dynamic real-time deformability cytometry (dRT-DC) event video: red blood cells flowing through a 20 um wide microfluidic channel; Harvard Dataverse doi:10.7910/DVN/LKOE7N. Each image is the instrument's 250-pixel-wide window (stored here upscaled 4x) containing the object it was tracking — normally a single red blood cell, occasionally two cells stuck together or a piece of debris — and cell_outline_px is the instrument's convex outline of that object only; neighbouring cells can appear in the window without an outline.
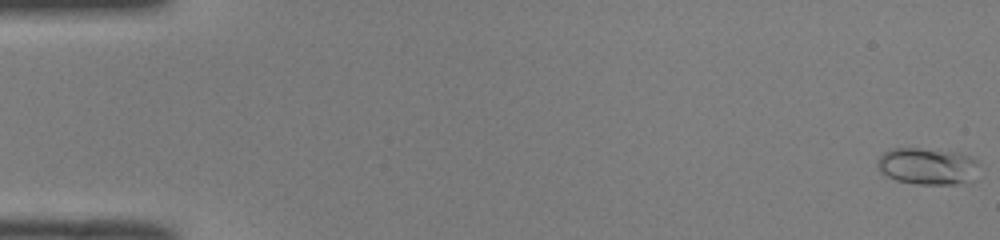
{"species": "common noctule bat (a hibernating species)", "species_latin": "Nyctalus noctula", "temperature_condition": "room temperature", "stored_images_in_passage": 51, "camera_frame_rate_fps": 3000, "um_per_image_px": 0.085, "animal": {"sex": "male", "body_mass_g": 19.0, "forearm_length_mm": 50.8}, "frame": {"image": 1, "passage_image": 1, "time_ms": 0.0, "image_size_px": [1000, 240], "cell_outline_px": [[976, 164], [956, 184], [916, 184], [896, 180], [880, 172], [876, 164], [876, 160], [884, 152], [892, 148], [920, 148], [956, 152], [972, 156], [976, 160]], "centroid_in_image_um": [78.62, 14.08], "position_along_channel_um": 6.4, "area_um2": 20.81}}
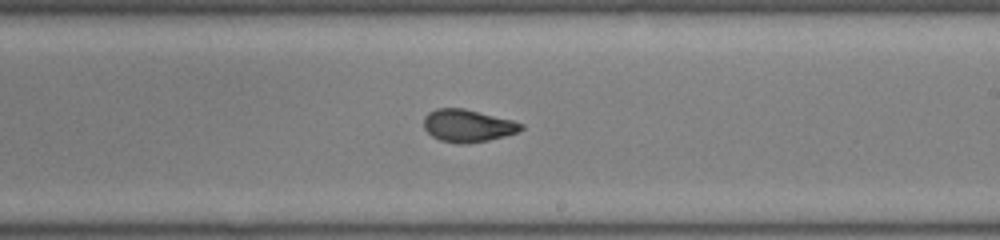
{"frame": {"image": 2, "passage_image": 31, "time_ms": 10.0, "image_size_px": [1000, 240], "cell_outline_px": [[524, 128], [516, 132], [504, 136], [488, 140], [464, 144], [460, 144], [440, 140], [432, 136], [424, 128], [424, 116], [428, 112], [436, 108], [464, 108], [512, 120], [524, 124]], "centroid_in_image_um": [39.74, 10.68], "position_along_channel_um": 249.3, "area_um2": 18.38}}
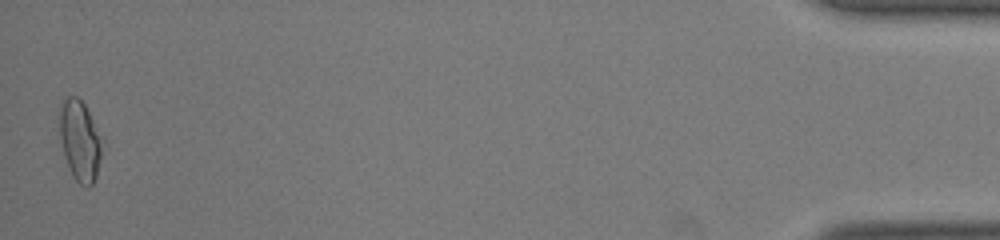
{"frame": {"image": 3, "passage_image": 51, "time_ms": 16.667, "image_size_px": [1000, 240], "cell_outline_px": [[104, 140], [96, 176], [92, 184], [88, 188], [80, 184], [72, 176], [60, 140], [60, 104], [68, 96], [76, 96], [84, 104], [104, 136]], "centroid_in_image_um": [6.83, 11.94], "position_along_channel_um": 428.4, "area_um2": 20.11}, "authors_computed_cell_mechanics": {"area_um2": 18.496, "velocity_mm_per_s": 4.0337, "shape_relaxation_time_tau1_ms": 2.7419, "shape_relaxation_time_tau2_ms": 1.3017, "deformation_change_tau1": 0.1554, "deformation_change_tau2": 0.0788}}